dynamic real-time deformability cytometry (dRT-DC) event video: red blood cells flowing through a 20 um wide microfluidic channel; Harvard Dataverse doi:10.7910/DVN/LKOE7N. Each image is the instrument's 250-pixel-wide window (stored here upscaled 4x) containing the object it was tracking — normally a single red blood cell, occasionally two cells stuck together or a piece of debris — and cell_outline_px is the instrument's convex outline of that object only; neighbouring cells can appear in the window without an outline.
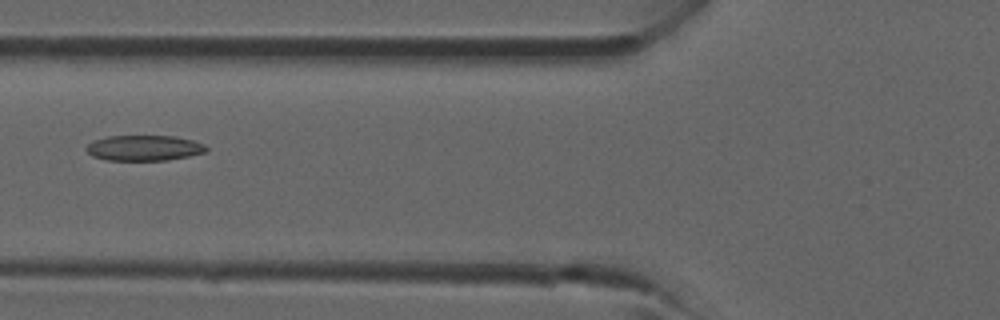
{"species": "common noctule bat (a hibernating species)", "species_latin": "Nyctalus noctula", "temperature_condition": "room temperature", "stored_images_in_passage": 41, "camera_frame_rate_fps": 3000, "um_per_image_px": 0.085, "animal": {"sex": "male", "forearm_length_mm": 52.5}, "frame": {"image": 1, "passage_image": 16, "time_ms": 5.0, "image_size_px": [1000, 320], "cell_outline_px": [[208, 152], [168, 160], [104, 160], [92, 156], [84, 148], [88, 144], [96, 140], [108, 136], [176, 136], [192, 140], [204, 144], [208, 148]], "centroid_in_image_um": [12.27, 12.58], "position_along_channel_um": 113.5, "area_um2": 17.86}}
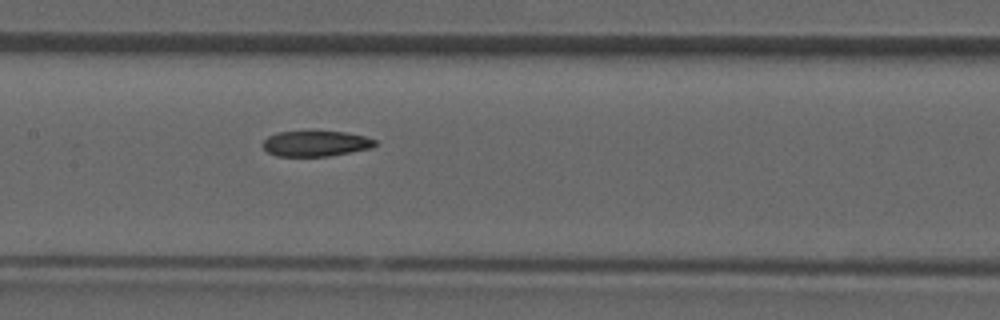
{"frame": {"image": 2, "passage_image": 20, "time_ms": 6.333, "image_size_px": [1000, 320], "cell_outline_px": [[376, 144], [372, 148], [328, 156], [276, 156], [268, 152], [264, 148], [264, 140], [268, 136], [276, 132], [344, 132], [364, 136], [376, 140]], "centroid_in_image_um": [26.84, 12.21], "position_along_channel_um": 180.6, "area_um2": 16.47}}
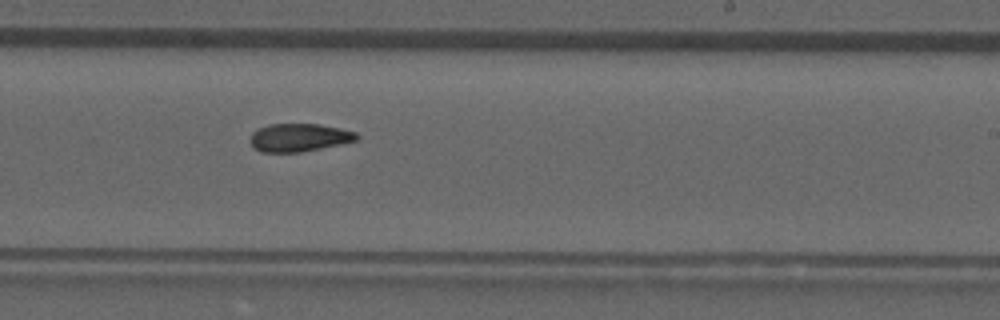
{"frame": {"image": 3, "passage_image": 25, "time_ms": 8.0, "image_size_px": [1000, 320], "cell_outline_px": [[360, 136], [356, 140], [340, 144], [300, 152], [260, 152], [252, 148], [248, 140], [252, 132], [268, 124], [320, 124], [340, 128], [356, 132]], "centroid_in_image_um": [25.37, 11.69], "position_along_channel_um": 263.6, "area_um2": 17.51}}